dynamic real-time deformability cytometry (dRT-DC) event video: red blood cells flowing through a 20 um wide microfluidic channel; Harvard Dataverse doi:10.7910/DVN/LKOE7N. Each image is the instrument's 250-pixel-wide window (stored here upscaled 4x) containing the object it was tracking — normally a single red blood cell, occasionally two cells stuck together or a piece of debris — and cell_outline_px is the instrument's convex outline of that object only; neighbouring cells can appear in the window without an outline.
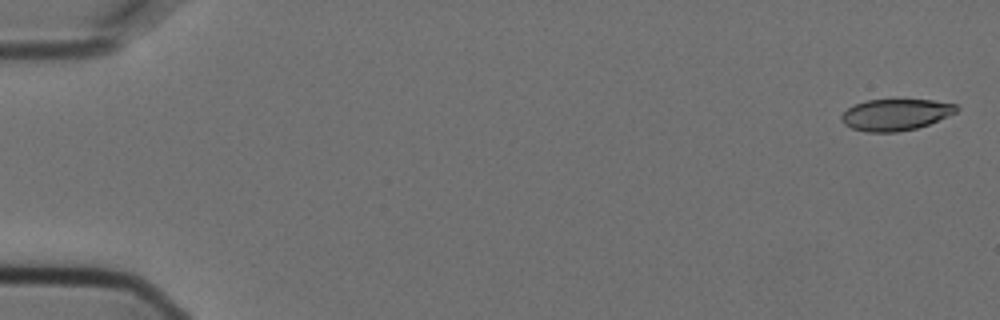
{"species": "Egyptian fruit bat (a non-hibernating species)", "species_latin": "Rousettus aegyptiacus", "temperature_condition": "cold", "stored_images_in_passage": 6, "camera_frame_rate_fps": 3000, "um_per_image_px": 0.085, "animal": {"sex": "female"}, "frame": {"image": 1, "passage_image": 1, "time_ms": 0.0, "image_size_px": [1000, 320], "cell_outline_px": [[960, 108], [956, 112], [928, 124], [916, 128], [896, 132], [864, 132], [852, 128], [844, 124], [840, 120], [840, 116], [848, 108], [864, 100], [932, 100], [956, 104]], "centroid_in_image_um": [76.1, 9.75], "position_along_channel_um": 8.9, "area_um2": 20.98}}
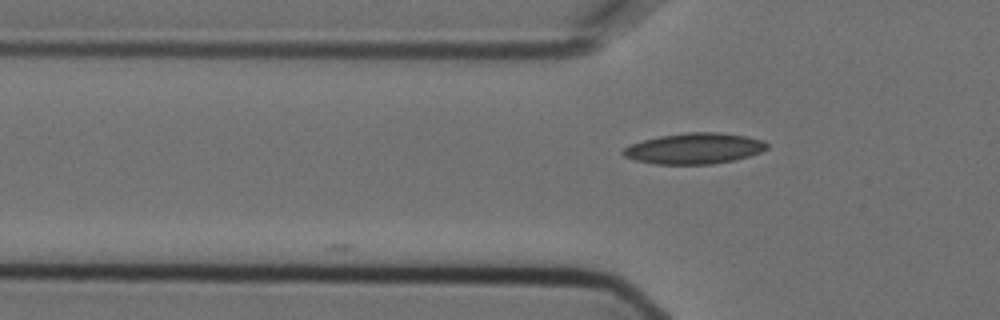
{"frame": {"image": 2, "passage_image": 6, "time_ms": 1.667, "image_size_px": [1000, 320], "cell_outline_px": [[768, 148], [760, 152], [736, 160], [712, 164], [656, 164], [636, 160], [624, 156], [620, 152], [624, 148], [632, 144], [644, 140], [660, 136], [688, 132], [720, 132], [744, 136], [764, 140], [768, 144]], "centroid_in_image_um": [59.04, 12.62], "position_along_channel_um": 66.8, "area_um2": 25.78}}